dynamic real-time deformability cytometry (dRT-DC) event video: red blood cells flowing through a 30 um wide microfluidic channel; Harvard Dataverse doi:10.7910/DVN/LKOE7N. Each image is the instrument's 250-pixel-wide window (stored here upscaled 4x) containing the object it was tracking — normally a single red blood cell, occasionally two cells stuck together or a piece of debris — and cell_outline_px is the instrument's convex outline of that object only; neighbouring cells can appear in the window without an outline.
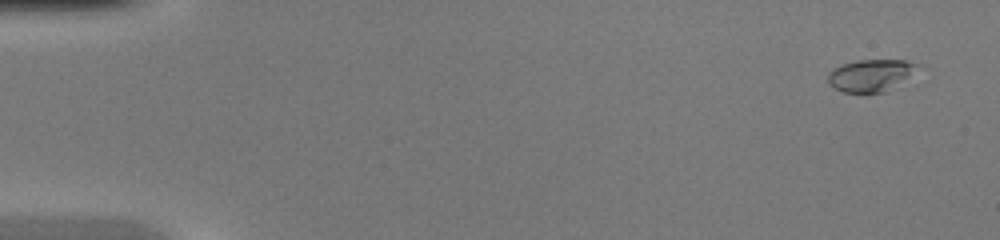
{"species": "common noctule bat (a hibernating species)", "species_latin": "Nyctalus noctula", "temperature_condition": "warm", "stored_images_in_passage": 47, "camera_frame_rate_fps": 3000, "um_per_image_px": 0.085, "animal": {"sex": "female", "body_mass_g": 20.0, "forearm_length_mm": 54.0}, "frame": {"image": 1, "passage_image": 3, "time_ms": 0.667, "image_size_px": [1000, 240], "cell_outline_px": [[924, 64], [884, 92], [844, 92], [832, 88], [828, 84], [828, 72], [832, 68], [856, 60], [904, 60]], "centroid_in_image_um": [73.95, 6.38], "position_along_channel_um": 11.0, "area_um2": 16.53}}
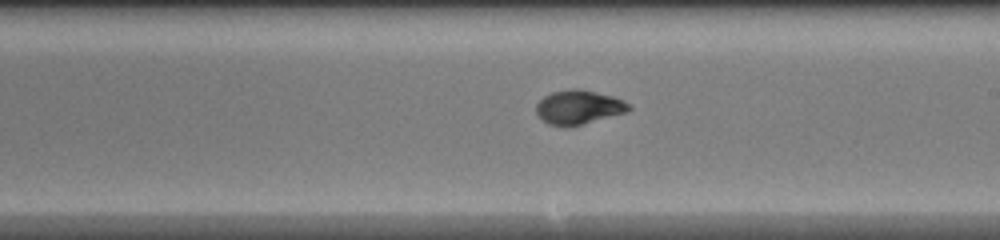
{"frame": {"image": 2, "passage_image": 28, "time_ms": 9.0, "image_size_px": [1000, 240], "cell_outline_px": [[632, 108], [628, 112], [580, 124], [548, 124], [536, 116], [536, 104], [544, 96], [552, 92], [572, 88], [580, 88], [612, 96], [624, 100]], "centroid_in_image_um": [49.18, 9.07], "position_along_channel_um": 239.8, "area_um2": 18.09}}
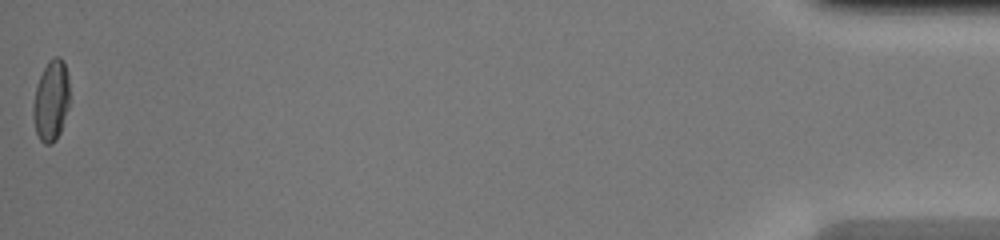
{"frame": {"image": 3, "passage_image": 47, "time_ms": 15.333, "image_size_px": [1000, 240], "cell_outline_px": [[68, 108], [60, 132], [56, 140], [52, 144], [44, 144], [40, 140], [36, 132], [32, 116], [32, 104], [36, 84], [48, 60], [56, 56], [60, 56], [64, 60], [68, 72]], "centroid_in_image_um": [4.33, 8.54], "position_along_channel_um": 430.9, "area_um2": 17.4}}